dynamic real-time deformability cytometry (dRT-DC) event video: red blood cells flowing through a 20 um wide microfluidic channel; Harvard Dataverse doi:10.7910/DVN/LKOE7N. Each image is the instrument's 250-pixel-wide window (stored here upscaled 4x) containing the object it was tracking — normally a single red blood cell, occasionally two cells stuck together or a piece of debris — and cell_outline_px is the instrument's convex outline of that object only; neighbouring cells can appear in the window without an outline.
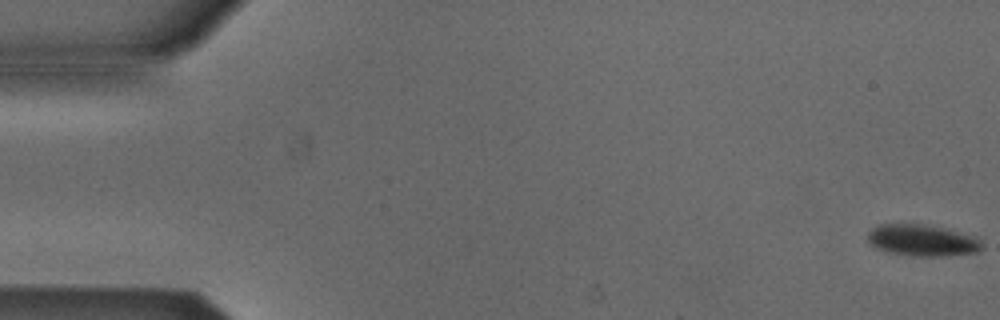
{"species": "Egyptian fruit bat (a non-hibernating species)", "species_latin": "Rousettus aegyptiacus", "temperature_condition": "cold", "stored_images_in_passage": 8, "camera_frame_rate_fps": 3000, "um_per_image_px": 0.085, "animal": {"sex": "male"}, "frame": {"image": 1, "passage_image": 1, "time_ms": 0.0, "image_size_px": [1000, 320], "cell_outline_px": [[980, 248], [976, 252], [940, 256], [916, 256], [888, 252], [876, 248], [868, 240], [868, 232], [872, 228], [880, 224], [920, 224], [940, 228], [968, 236], [976, 240], [980, 244]], "centroid_in_image_um": [78.25, 20.44], "position_along_channel_um": 6.7, "area_um2": 20.06}}